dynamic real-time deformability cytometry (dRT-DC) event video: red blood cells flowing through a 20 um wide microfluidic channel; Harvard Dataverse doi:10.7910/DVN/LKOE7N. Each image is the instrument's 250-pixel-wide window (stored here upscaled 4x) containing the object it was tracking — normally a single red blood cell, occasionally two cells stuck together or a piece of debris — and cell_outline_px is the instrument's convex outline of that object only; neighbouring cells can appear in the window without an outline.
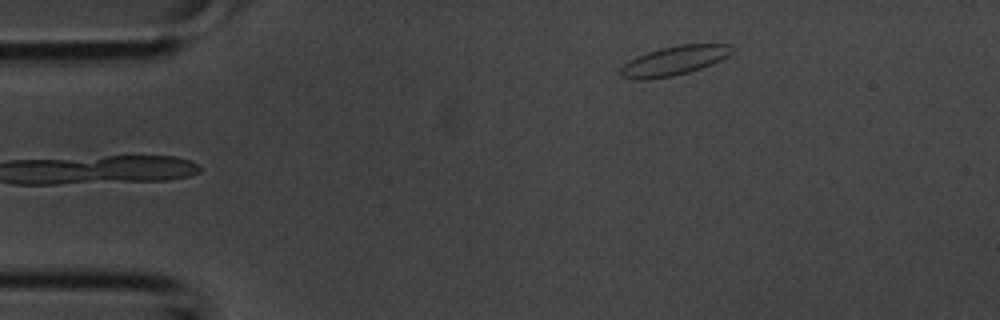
{"species": "common noctule bat (a hibernating species)", "species_latin": "Nyctalus noctula", "temperature_condition": "room temperature", "stored_images_in_passage": 3, "camera_frame_rate_fps": 3000, "um_per_image_px": 0.085, "animal": {"sex": "male", "body_mass_g": 20.1, "forearm_length_mm": 53.5}, "frame": {"image": 1, "passage_image": 3, "time_ms": 0.667, "image_size_px": [1000, 320], "cell_outline_px": [[736, 48], [728, 56], [712, 64], [688, 72], [672, 76], [648, 80], [640, 80], [624, 76], [620, 72], [620, 68], [624, 64], [636, 56], [648, 52], [680, 44], [732, 44]], "centroid_in_image_um": [57.35, 5.15], "position_along_channel_um": 27.6, "area_um2": 18.84}}